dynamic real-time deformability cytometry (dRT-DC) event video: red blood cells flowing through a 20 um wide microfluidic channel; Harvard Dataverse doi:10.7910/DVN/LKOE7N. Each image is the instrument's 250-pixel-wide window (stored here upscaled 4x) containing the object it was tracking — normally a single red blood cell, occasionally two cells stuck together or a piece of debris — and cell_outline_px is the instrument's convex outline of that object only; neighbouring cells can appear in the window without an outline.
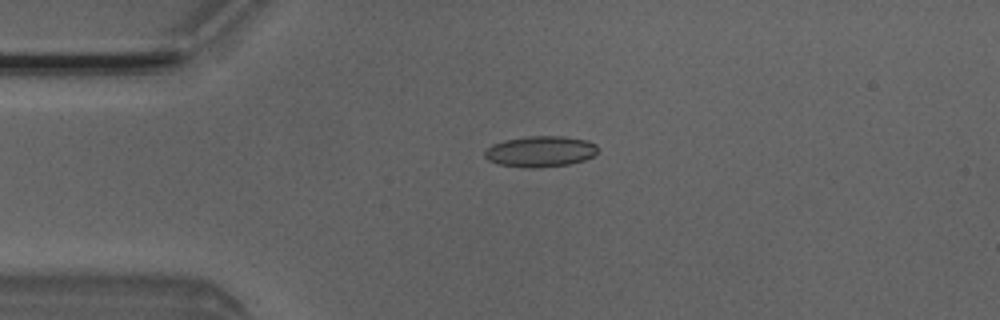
{"species": "Egyptian fruit bat (a non-hibernating species)", "species_latin": "Rousettus aegyptiacus", "temperature_condition": "room temperature", "stored_images_in_passage": 4, "camera_frame_rate_fps": 3000, "um_per_image_px": 0.085, "animal": {"sex": "male"}, "frame": {"image": 1, "passage_image": 3, "time_ms": 0.667, "image_size_px": [1000, 320], "cell_outline_px": [[596, 152], [592, 156], [584, 160], [568, 164], [540, 168], [524, 168], [500, 164], [488, 160], [484, 156], [484, 152], [492, 144], [504, 140], [528, 136], [564, 136], [588, 140], [596, 144]], "centroid_in_image_um": [45.92, 12.87], "position_along_channel_um": 39.1, "area_um2": 20.4}}